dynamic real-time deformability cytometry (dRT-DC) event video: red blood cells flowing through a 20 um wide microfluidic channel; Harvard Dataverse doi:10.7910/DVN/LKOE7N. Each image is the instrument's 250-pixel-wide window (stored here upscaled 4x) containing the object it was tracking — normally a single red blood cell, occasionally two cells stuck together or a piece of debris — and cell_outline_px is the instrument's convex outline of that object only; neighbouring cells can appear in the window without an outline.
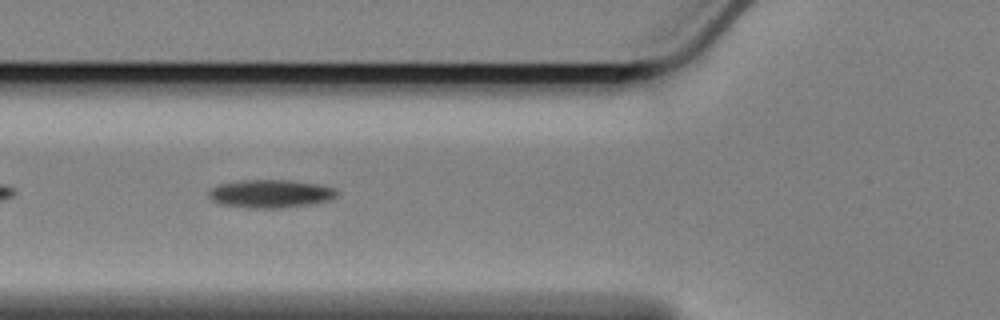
{"species": "Egyptian fruit bat (a non-hibernating species)", "species_latin": "Rousettus aegyptiacus", "temperature_condition": "cold", "stored_images_in_passage": 21, "camera_frame_rate_fps": 3000, "um_per_image_px": 0.085, "animal": {"sex": "female"}, "frame": {"image": 1, "passage_image": 6, "time_ms": 1.667, "image_size_px": [1000, 320], "cell_outline_px": [[336, 196], [332, 200], [312, 204], [280, 208], [248, 208], [220, 204], [212, 200], [208, 196], [208, 192], [212, 188], [220, 184], [236, 180], [288, 180], [316, 184], [332, 188], [336, 192]], "centroid_in_image_um": [22.95, 16.47], "position_along_channel_um": 102.8, "area_um2": 20.98}}
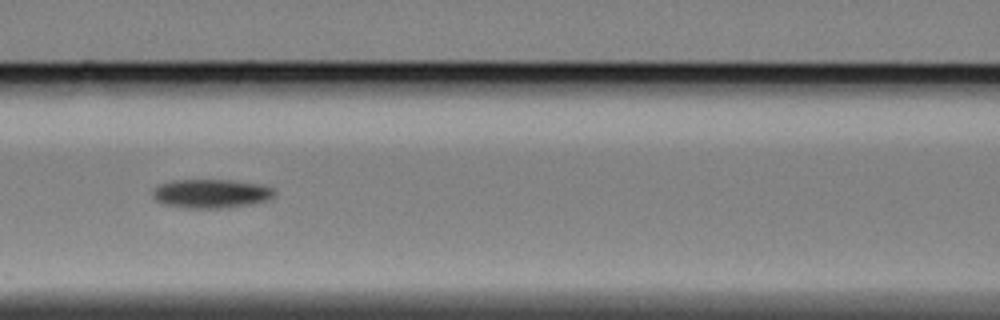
{"frame": {"image": 2, "passage_image": 10, "time_ms": 3.0, "image_size_px": [1000, 320], "cell_outline_px": [[276, 196], [268, 200], [252, 204], [220, 208], [188, 208], [164, 204], [156, 200], [152, 196], [152, 192], [160, 184], [172, 180], [236, 180], [260, 184], [272, 188], [276, 192]], "centroid_in_image_um": [17.98, 16.45], "position_along_channel_um": 148.6, "area_um2": 20.58}}
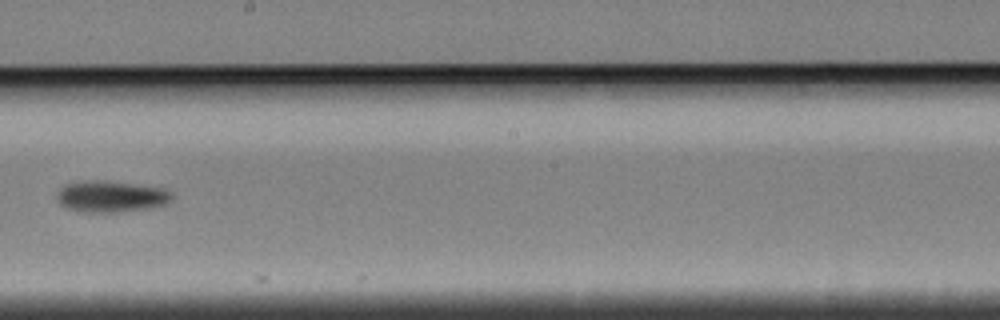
{"frame": {"image": 3, "passage_image": 18, "time_ms": 5.667, "image_size_px": [1000, 320], "cell_outline_px": [[172, 196], [164, 204], [148, 208], [116, 212], [80, 212], [64, 208], [60, 204], [56, 196], [60, 188], [64, 184], [96, 180], [160, 188], [168, 192]], "centroid_in_image_um": [9.31, 16.72], "position_along_channel_um": 238.9, "area_um2": 20.4}}